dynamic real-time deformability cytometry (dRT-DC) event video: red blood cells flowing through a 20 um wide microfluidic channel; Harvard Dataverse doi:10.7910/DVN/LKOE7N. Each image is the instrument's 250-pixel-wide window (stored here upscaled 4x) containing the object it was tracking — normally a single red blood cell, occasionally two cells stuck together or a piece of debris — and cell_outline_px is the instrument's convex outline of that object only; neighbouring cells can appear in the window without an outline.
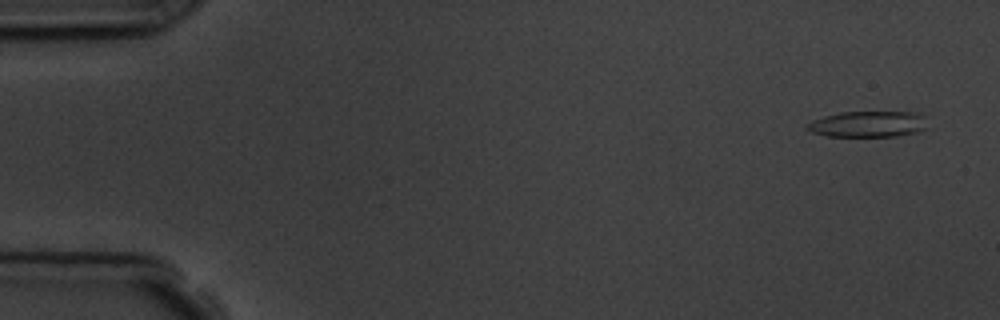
{"species": "common noctule bat (a hibernating species)", "species_latin": "Nyctalus noctula", "temperature_condition": "room temperature", "stored_images_in_passage": 5, "camera_frame_rate_fps": 3000, "um_per_image_px": 0.085, "animal": {"sex": "male", "body_mass_g": 19.5, "forearm_length_mm": 54.6}, "frame": {"image": 1, "passage_image": 1, "time_ms": 0.0, "image_size_px": [1000, 320], "cell_outline_px": [[928, 128], [920, 132], [896, 136], [828, 136], [812, 132], [804, 128], [804, 124], [812, 120], [824, 116], [840, 112], [912, 112], [924, 116]], "centroid_in_image_um": [73.78, 10.55], "position_along_channel_um": 11.2, "area_um2": 18.44}}
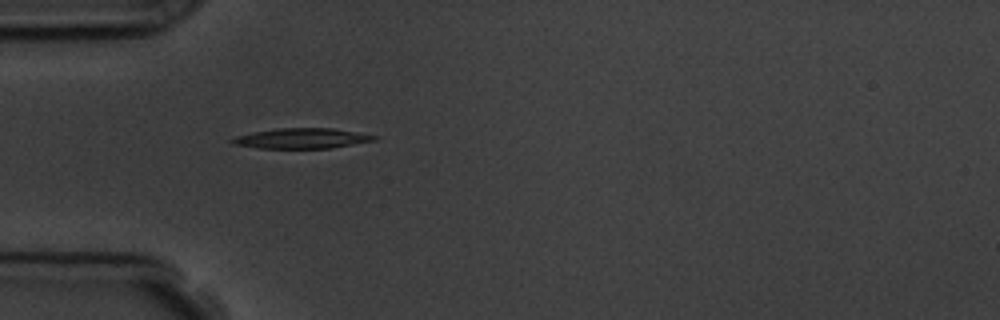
{"frame": {"image": 2, "passage_image": 5, "time_ms": 4.667, "image_size_px": [1000, 320], "cell_outline_px": [[376, 140], [332, 148], [260, 148], [232, 144], [228, 140], [236, 136], [252, 132], [276, 128], [332, 128], [356, 132], [376, 136]], "centroid_in_image_um": [25.59, 11.76], "position_along_channel_um": 59.4, "area_um2": 16.7}}